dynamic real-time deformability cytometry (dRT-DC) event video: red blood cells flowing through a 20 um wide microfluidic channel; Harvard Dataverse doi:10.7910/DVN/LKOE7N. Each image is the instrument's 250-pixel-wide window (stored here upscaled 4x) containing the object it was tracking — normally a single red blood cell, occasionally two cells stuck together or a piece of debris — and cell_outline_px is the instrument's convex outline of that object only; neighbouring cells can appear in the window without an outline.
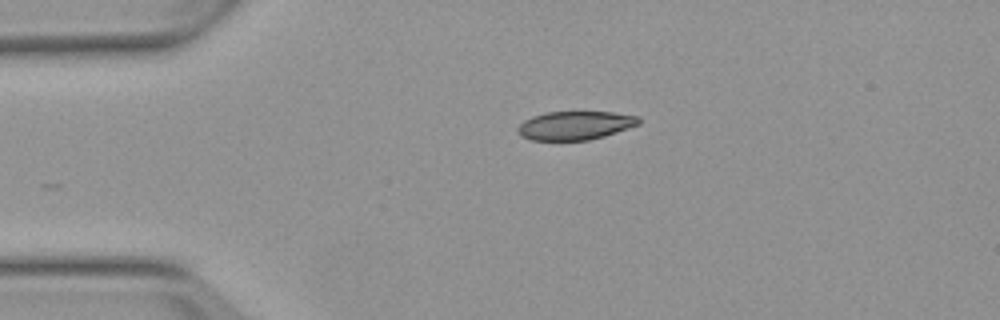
{"species": "Egyptian fruit bat (a non-hibernating species)", "species_latin": "Rousettus aegyptiacus", "temperature_condition": "warm", "stored_images_in_passage": 1, "camera_frame_rate_fps": 3000, "um_per_image_px": 0.085, "animal": {"sex": "female"}, "frame": {"image": 1, "passage_image": 1, "time_ms": 0.0, "image_size_px": [1000, 320], "cell_outline_px": [[640, 124], [604, 136], [588, 140], [532, 140], [520, 136], [516, 132], [516, 128], [524, 120], [532, 116], [544, 112], [612, 112], [640, 116]], "centroid_in_image_um": [48.86, 10.66], "position_along_channel_um": 36.1, "area_um2": 20.29}}